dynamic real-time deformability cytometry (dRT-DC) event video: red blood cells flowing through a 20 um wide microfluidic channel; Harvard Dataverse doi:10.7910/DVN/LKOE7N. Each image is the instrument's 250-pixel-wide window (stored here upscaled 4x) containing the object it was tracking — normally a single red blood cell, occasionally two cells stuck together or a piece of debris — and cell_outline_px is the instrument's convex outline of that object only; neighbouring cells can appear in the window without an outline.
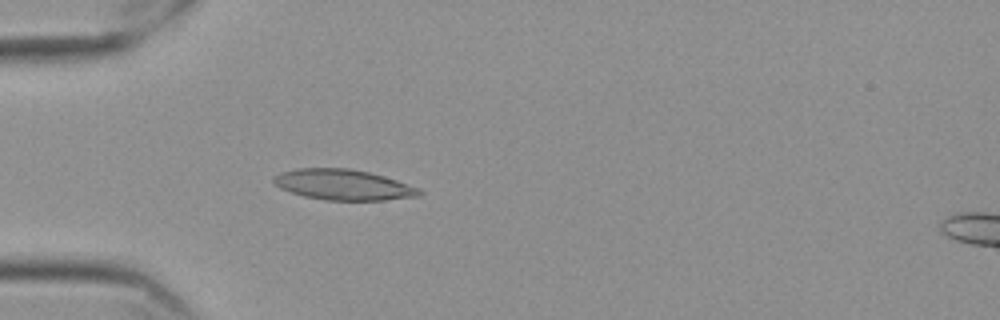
{"species": "Egyptian fruit bat (a non-hibernating species)", "species_latin": "Rousettus aegyptiacus", "temperature_condition": "cold", "stored_images_in_passage": 57, "camera_frame_rate_fps": 3000, "um_per_image_px": 0.085, "frame": {"image": 1, "passage_image": 17, "time_ms": 5.333, "image_size_px": [1000, 320], "cell_outline_px": [[424, 192], [420, 196], [384, 200], [324, 200], [304, 196], [280, 188], [272, 180], [272, 176], [280, 172], [296, 168], [348, 168], [368, 172], [384, 176], [420, 188]], "centroid_in_image_um": [29.18, 15.7], "position_along_channel_um": 55.8, "area_um2": 26.01}}
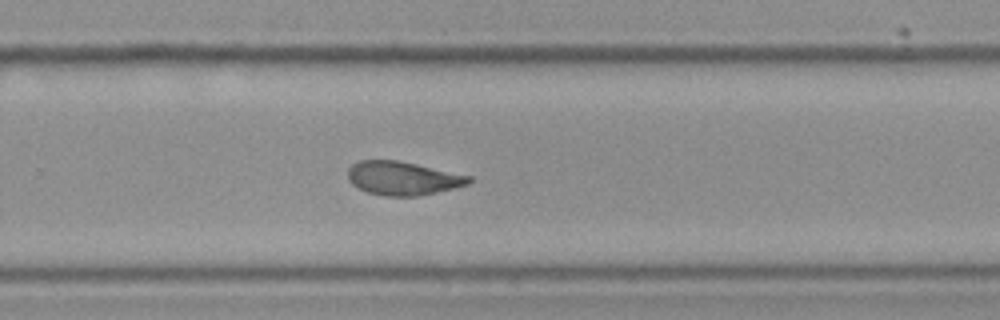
{"frame": {"image": 2, "passage_image": 38, "time_ms": 12.333, "image_size_px": [1000, 320], "cell_outline_px": [[472, 180], [468, 184], [456, 188], [416, 196], [388, 196], [368, 192], [352, 184], [348, 180], [348, 168], [352, 164], [360, 160], [396, 160], [472, 176]], "centroid_in_image_um": [34.24, 15.15], "position_along_channel_um": 295.6, "area_um2": 23.52}}
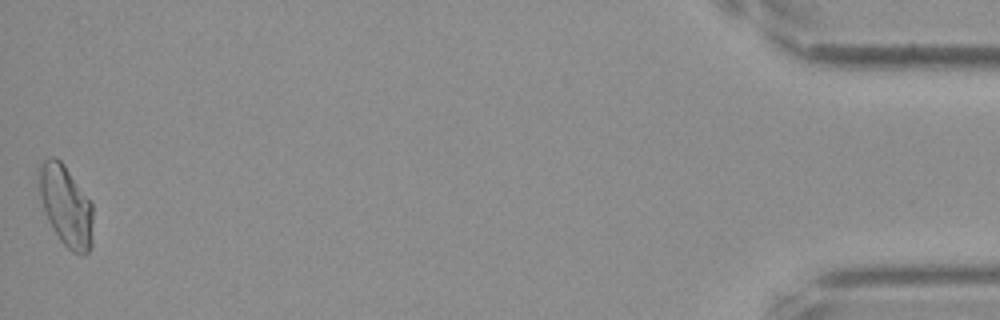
{"frame": {"image": 3, "passage_image": 57, "time_ms": 18.667, "image_size_px": [1000, 320], "cell_outline_px": [[92, 244], [88, 252], [84, 256], [80, 256], [72, 252], [60, 240], [48, 220], [40, 196], [40, 164], [44, 160], [52, 156], [56, 156], [64, 164], [92, 204]], "centroid_in_image_um": [5.63, 17.53], "position_along_channel_um": 429.6, "area_um2": 25.09}, "authors_computed_cell_mechanics": {"area_um2": 23.8714, "velocity_mm_per_s": 3.5355, "shape_relaxation_time_tau1_ms": 11.3115, "shape_relaxation_time_tau2_ms": 2.7254, "deformation_change_tau1": 0.2277, "deformation_change_tau2": 0.0778}}